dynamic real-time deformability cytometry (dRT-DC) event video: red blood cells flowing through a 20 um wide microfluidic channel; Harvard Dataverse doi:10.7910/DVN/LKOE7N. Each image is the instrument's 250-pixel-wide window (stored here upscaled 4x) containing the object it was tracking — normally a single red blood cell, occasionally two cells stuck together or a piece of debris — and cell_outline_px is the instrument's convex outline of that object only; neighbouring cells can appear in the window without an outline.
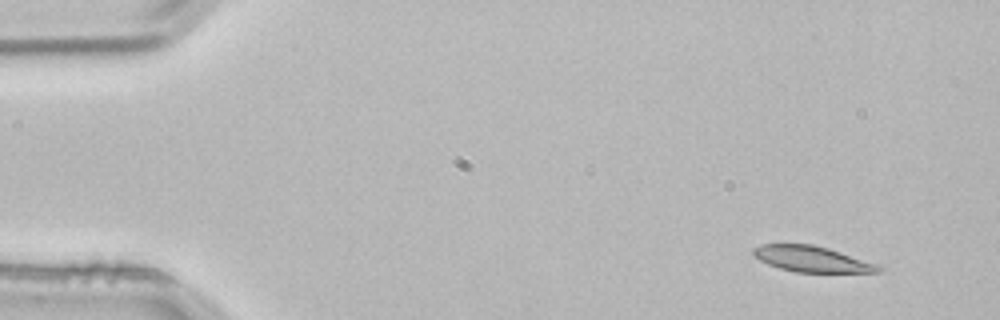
{"species": "common noctule bat (a hibernating species)", "species_latin": "Nyctalus noctula", "temperature_condition": "room temperature", "stored_images_in_passage": 4, "segment_of_instrument_passage": [1, 2], "camera_frame_rate_fps": 3000, "um_per_image_px": 0.085, "animal": {"sex": "male", "body_mass_g": 21.5, "forearm_length_mm": 52.0}, "frame": {"image": 1, "passage_image": 1, "time_ms": 0.0, "image_size_px": [1000, 320], "cell_outline_px": [[884, 268], [880, 272], [796, 272], [780, 268], [768, 264], [760, 260], [752, 252], [752, 248], [760, 244], [812, 244], [828, 248], [880, 264]], "centroid_in_image_um": [69.05, 22.01], "position_along_channel_um": 16.0, "area_um2": 18.9}}
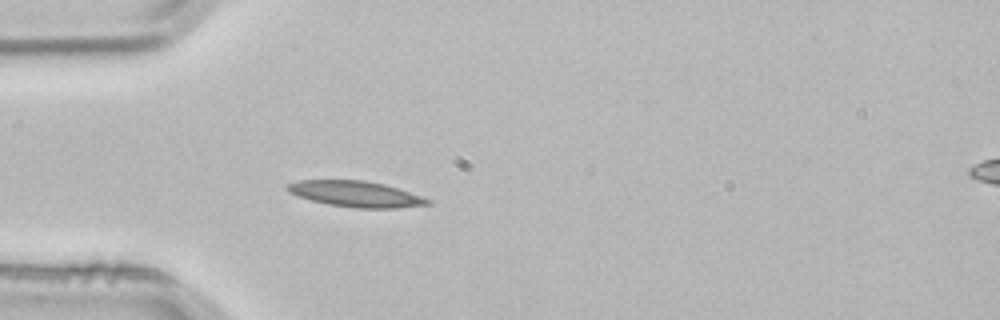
{"frame": {"image": 2, "passage_image": 3, "time_ms": 0.667, "image_size_px": [1000, 320], "cell_outline_px": [[432, 204], [396, 208], [356, 208], [328, 204], [312, 200], [288, 192], [284, 188], [288, 184], [296, 180], [364, 180], [384, 184], [432, 200]], "centroid_in_image_um": [30.22, 16.48], "position_along_channel_um": 54.8, "area_um2": 20.98}}